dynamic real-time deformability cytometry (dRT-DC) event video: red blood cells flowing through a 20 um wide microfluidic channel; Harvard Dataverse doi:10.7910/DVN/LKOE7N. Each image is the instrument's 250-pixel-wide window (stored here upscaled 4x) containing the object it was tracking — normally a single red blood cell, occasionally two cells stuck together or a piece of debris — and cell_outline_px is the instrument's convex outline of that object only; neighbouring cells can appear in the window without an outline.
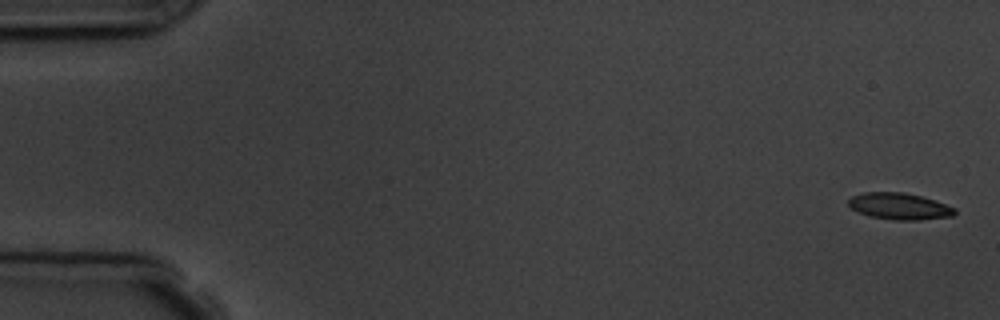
{"species": "common noctule bat (a hibernating species)", "species_latin": "Nyctalus noctula", "temperature_condition": "room temperature", "stored_images_in_passage": 7, "camera_frame_rate_fps": 3000, "um_per_image_px": 0.085, "animal": {"sex": "male", "body_mass_g": 19.5, "forearm_length_mm": 54.6}, "frame": {"image": 1, "passage_image": 1, "time_ms": 0.0, "image_size_px": [1000, 320], "cell_outline_px": [[956, 212], [952, 216], [920, 220], [892, 220], [868, 216], [852, 208], [848, 204], [848, 200], [852, 196], [864, 192], [904, 192], [920, 196], [956, 208]], "centroid_in_image_um": [76.43, 17.54], "position_along_channel_um": 8.6, "area_um2": 16.36}}
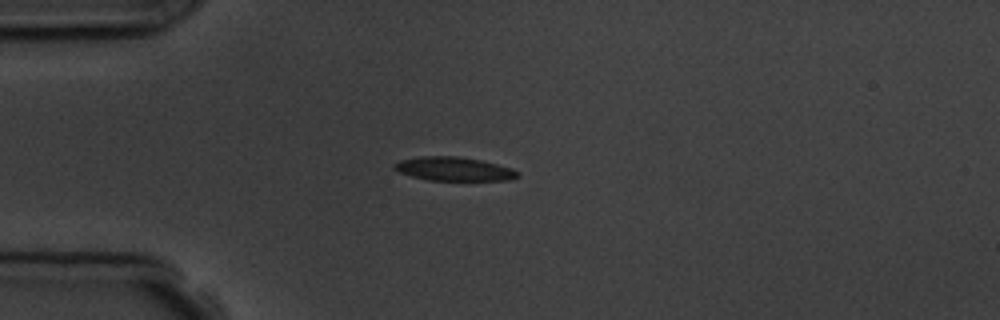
{"frame": {"image": 2, "passage_image": 4, "time_ms": 4.333, "image_size_px": [1000, 320], "cell_outline_px": [[520, 176], [508, 180], [428, 180], [412, 176], [400, 172], [392, 168], [392, 164], [400, 160], [420, 156], [456, 156], [480, 160], [512, 168]], "centroid_in_image_um": [38.53, 14.35], "position_along_channel_um": 46.5, "area_um2": 16.94}}